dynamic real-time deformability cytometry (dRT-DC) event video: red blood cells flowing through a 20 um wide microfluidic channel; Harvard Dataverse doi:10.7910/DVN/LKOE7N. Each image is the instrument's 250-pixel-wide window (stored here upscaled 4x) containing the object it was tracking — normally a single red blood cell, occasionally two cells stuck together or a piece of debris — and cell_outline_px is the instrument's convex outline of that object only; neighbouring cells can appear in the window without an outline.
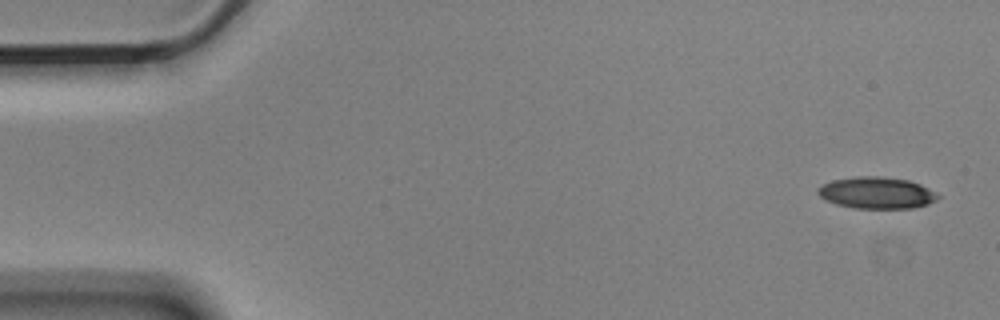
{"species": "Egyptian fruit bat (a non-hibernating species)", "species_latin": "Rousettus aegyptiacus", "temperature_condition": "cold", "stored_images_in_passage": 8, "camera_frame_rate_fps": 3000, "um_per_image_px": 0.085, "animal": {"sex": "male"}, "frame": {"image": 1, "passage_image": 1, "time_ms": 0.0, "image_size_px": [1000, 320], "cell_outline_px": [[940, 196], [936, 200], [928, 204], [912, 208], [856, 208], [836, 204], [824, 200], [816, 192], [816, 188], [832, 180], [856, 176], [880, 176], [908, 180], [920, 184], [936, 192]], "centroid_in_image_um": [74.49, 16.38], "position_along_channel_um": 10.5, "area_um2": 22.2}}
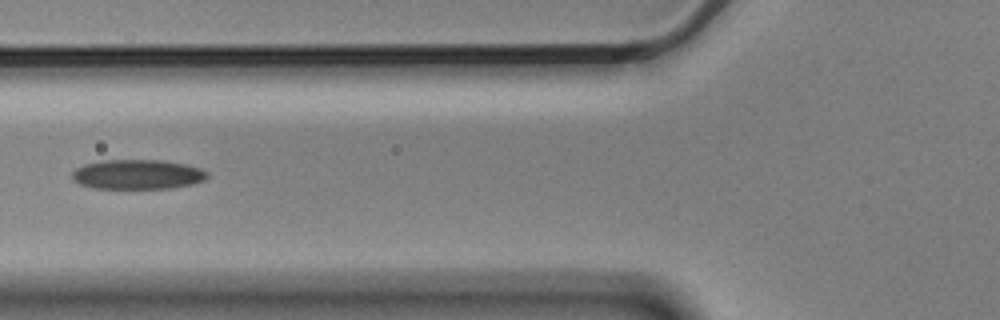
{"frame": {"image": 2, "passage_image": 5, "time_ms": 1.333, "image_size_px": [1000, 320], "cell_outline_px": [[208, 176], [204, 180], [192, 184], [172, 188], [92, 188], [80, 184], [72, 180], [72, 172], [76, 168], [84, 164], [104, 160], [160, 160], [184, 164], [200, 168], [208, 172]], "centroid_in_image_um": [11.67, 14.82], "position_along_channel_um": 114.1, "area_um2": 23.35}}
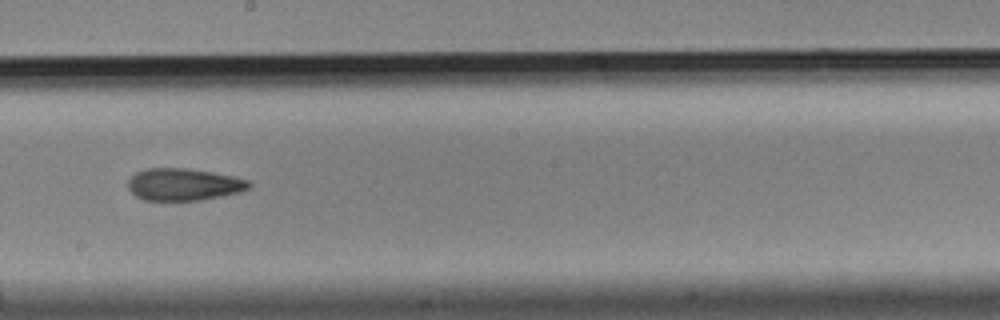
{"frame": {"image": 3, "passage_image": 8, "time_ms": 2.333, "image_size_px": [1000, 320], "cell_outline_px": [[252, 184], [248, 188], [240, 192], [200, 200], [144, 200], [136, 196], [128, 188], [128, 180], [136, 172], [144, 168], [188, 168], [212, 172], [232, 176], [248, 180]], "centroid_in_image_um": [15.59, 15.67], "position_along_channel_um": 232.6, "area_um2": 22.6}}